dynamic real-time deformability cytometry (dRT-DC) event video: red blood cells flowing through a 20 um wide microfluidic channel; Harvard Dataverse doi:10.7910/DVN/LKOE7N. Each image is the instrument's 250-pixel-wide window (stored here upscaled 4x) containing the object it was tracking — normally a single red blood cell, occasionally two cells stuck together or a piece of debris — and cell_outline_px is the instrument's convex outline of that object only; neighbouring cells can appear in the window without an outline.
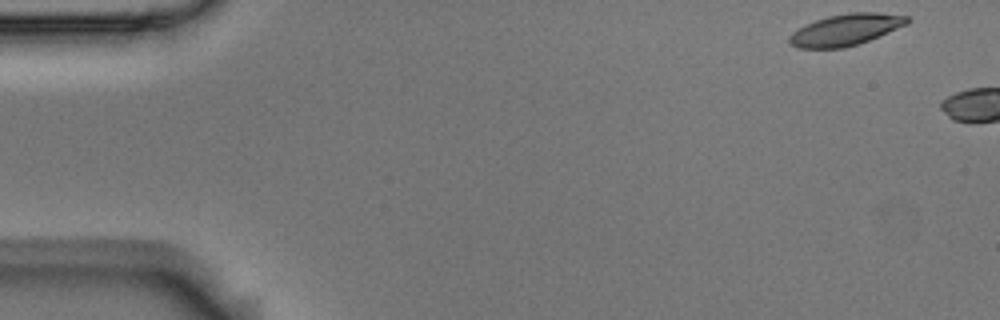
{"species": "Egyptian fruit bat (a non-hibernating species)", "species_latin": "Rousettus aegyptiacus", "temperature_condition": "room temperature", "stored_images_in_passage": 2, "camera_frame_rate_fps": 3000, "um_per_image_px": 0.085, "animal": {"sex": "male"}, "frame": {"image": 1, "passage_image": 1, "time_ms": 0.0, "image_size_px": [1000, 320], "cell_outline_px": [[912, 20], [908, 24], [868, 40], [844, 48], [796, 48], [788, 44], [788, 36], [792, 32], [804, 24], [828, 16], [848, 12], [876, 12], [908, 16]], "centroid_in_image_um": [71.85, 2.52], "position_along_channel_um": 13.2, "area_um2": 21.73}}